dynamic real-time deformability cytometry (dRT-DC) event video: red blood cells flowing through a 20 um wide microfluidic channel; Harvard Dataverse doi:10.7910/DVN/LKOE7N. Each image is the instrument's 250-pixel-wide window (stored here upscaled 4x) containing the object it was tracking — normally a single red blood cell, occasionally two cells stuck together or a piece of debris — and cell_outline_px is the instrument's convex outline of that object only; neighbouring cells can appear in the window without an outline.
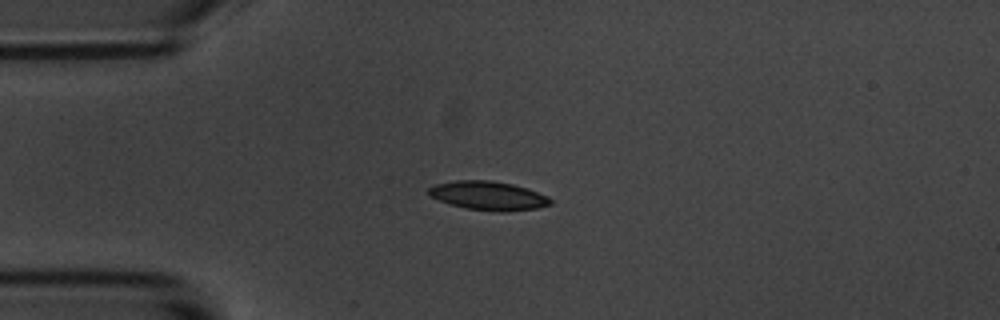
{"species": "common noctule bat (a hibernating species)", "species_latin": "Nyctalus noctula", "temperature_condition": "room temperature", "stored_images_in_passage": 43, "camera_frame_rate_fps": 3000, "um_per_image_px": 0.085, "animal": {"sex": "male", "body_mass_g": 20.1, "forearm_length_mm": 53.5}, "frame": {"image": 1, "passage_image": 1, "time_ms": 0.0, "image_size_px": [1000, 320], "cell_outline_px": [[552, 204], [536, 208], [504, 212], [500, 212], [468, 208], [452, 204], [428, 196], [428, 188], [436, 184], [456, 180], [492, 180], [512, 184], [528, 188], [548, 196], [552, 200]], "centroid_in_image_um": [41.53, 16.62], "position_along_channel_um": 43.5, "area_um2": 20.4}}
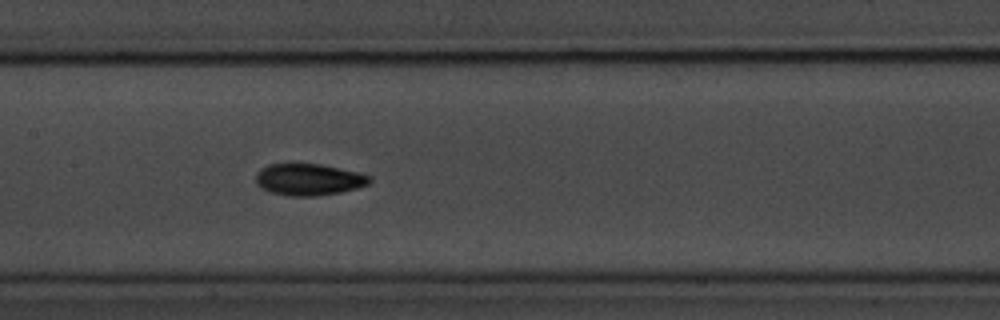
{"frame": {"image": 2, "passage_image": 14, "time_ms": 4.333, "image_size_px": [1000, 320], "cell_outline_px": [[372, 180], [368, 184], [356, 188], [340, 192], [316, 196], [288, 196], [268, 192], [260, 188], [256, 184], [256, 176], [260, 168], [268, 164], [320, 164], [356, 172], [372, 176]], "centroid_in_image_um": [26.2, 15.27], "position_along_channel_um": 181.2, "area_um2": 21.04}}
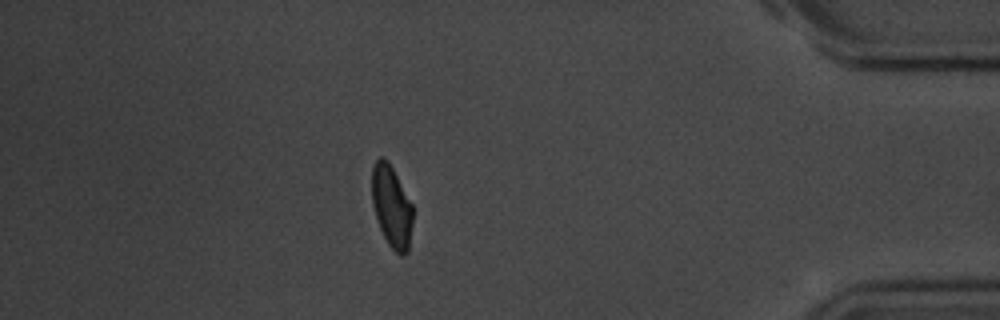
{"frame": {"image": 3, "passage_image": 36, "time_ms": 11.667, "image_size_px": [1000, 320], "cell_outline_px": [[412, 224], [408, 252], [404, 256], [400, 256], [388, 244], [380, 228], [372, 204], [372, 164], [380, 156], [384, 156], [388, 160], [412, 204]], "centroid_in_image_um": [33.28, 17.54], "position_along_channel_um": 401.9, "area_um2": 19.54}, "authors_computed_cell_mechanics": {"area_um2": 20.1144, "velocity_mm_per_s": 3.5973, "shape_relaxation_time_tau1_ms": 2.8762, "shape_relaxation_time_tau2_ms": 3.1917, "deformation_change_tau1": 0.1496, "deformation_change_tau2": 0.0795}}